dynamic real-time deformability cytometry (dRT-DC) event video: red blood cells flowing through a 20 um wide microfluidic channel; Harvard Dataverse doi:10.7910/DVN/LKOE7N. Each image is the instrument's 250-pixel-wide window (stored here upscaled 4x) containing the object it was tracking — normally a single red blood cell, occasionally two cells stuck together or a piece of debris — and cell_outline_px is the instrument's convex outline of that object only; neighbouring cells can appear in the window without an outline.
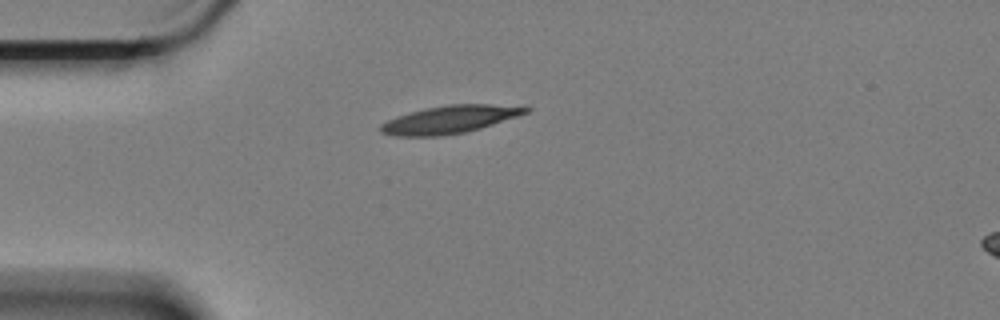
{"species": "Egyptian fruit bat (a non-hibernating species)", "species_latin": "Rousettus aegyptiacus", "temperature_condition": "cold", "stored_images_in_passage": 6, "camera_frame_rate_fps": 3000, "um_per_image_px": 0.085, "animal": {"sex": "female"}, "frame": {"image": 1, "passage_image": 1, "time_ms": 0.0, "image_size_px": [1000, 320], "cell_outline_px": [[532, 108], [528, 112], [480, 128], [464, 132], [436, 136], [400, 136], [380, 132], [380, 124], [396, 116], [408, 112], [424, 108], [448, 104], [524, 104]], "centroid_in_image_um": [38.28, 10.12], "position_along_channel_um": 46.7, "area_um2": 23.58}}
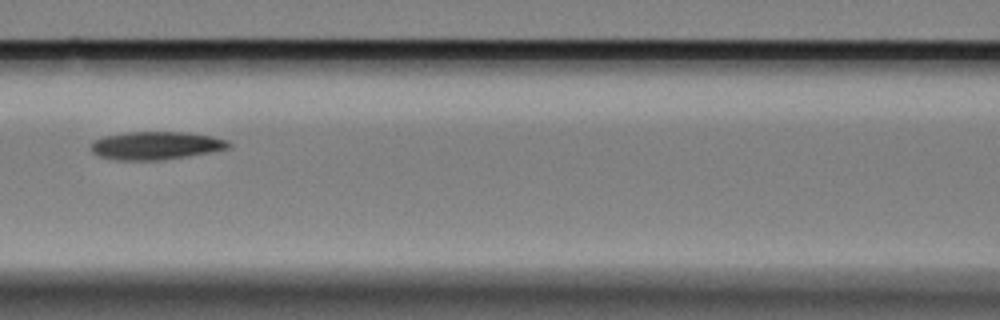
{"frame": {"image": 2, "passage_image": 4, "time_ms": 1.0, "image_size_px": [1000, 320], "cell_outline_px": [[232, 144], [228, 148], [188, 156], [160, 160], [112, 160], [100, 156], [92, 152], [92, 144], [96, 140], [104, 136], [124, 132], [188, 132], [212, 136], [228, 140]], "centroid_in_image_um": [13.26, 12.37], "position_along_channel_um": 153.3, "area_um2": 22.43}}
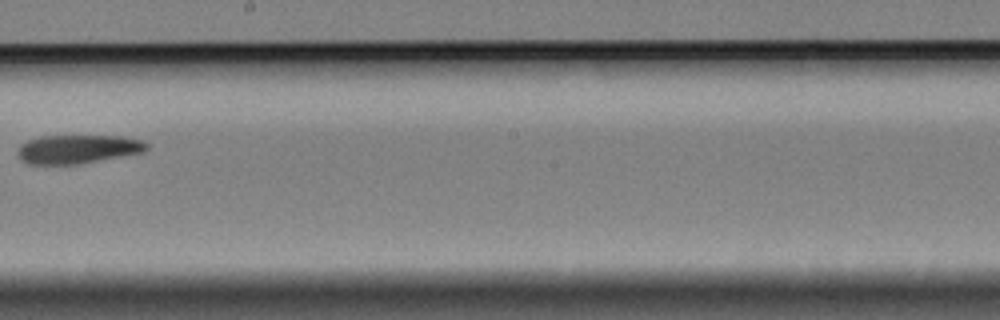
{"frame": {"image": 3, "passage_image": 6, "time_ms": 1.667, "image_size_px": [1000, 320], "cell_outline_px": [[148, 148], [144, 152], [76, 164], [28, 164], [20, 160], [16, 156], [16, 152], [20, 144], [28, 140], [40, 136], [120, 136], [144, 140], [148, 144]], "centroid_in_image_um": [6.57, 12.67], "position_along_channel_um": 241.6, "area_um2": 21.68}}